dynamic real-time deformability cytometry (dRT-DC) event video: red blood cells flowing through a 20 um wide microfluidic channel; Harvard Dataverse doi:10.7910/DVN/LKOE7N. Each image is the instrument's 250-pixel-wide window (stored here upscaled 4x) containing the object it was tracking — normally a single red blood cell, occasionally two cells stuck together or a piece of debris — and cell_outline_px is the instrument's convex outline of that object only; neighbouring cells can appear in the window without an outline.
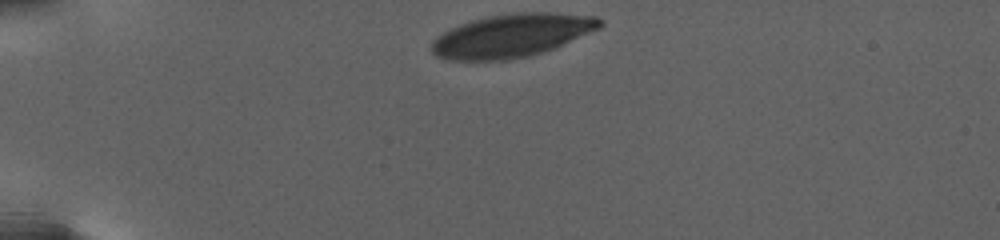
{"species": "human", "species_latin": "Homo sapiens", "temperature_condition": "warm", "stored_images_in_passage": 15, "camera_frame_rate_fps": 3000, "um_per_image_px": 0.085, "donor": {"sex": "female"}, "frame": {"image": 1, "passage_image": 1, "time_ms": 0.0, "image_size_px": [1000, 240], "cell_outline_px": [[604, 24], [600, 28], [544, 52], [528, 56], [508, 60], [444, 60], [436, 56], [432, 52], [432, 40], [436, 36], [448, 28], [472, 20], [488, 16], [516, 12], [548, 12], [596, 16], [604, 20]], "centroid_in_image_um": [43.49, 3.02], "position_along_channel_um": 41.5, "area_um2": 42.6}}